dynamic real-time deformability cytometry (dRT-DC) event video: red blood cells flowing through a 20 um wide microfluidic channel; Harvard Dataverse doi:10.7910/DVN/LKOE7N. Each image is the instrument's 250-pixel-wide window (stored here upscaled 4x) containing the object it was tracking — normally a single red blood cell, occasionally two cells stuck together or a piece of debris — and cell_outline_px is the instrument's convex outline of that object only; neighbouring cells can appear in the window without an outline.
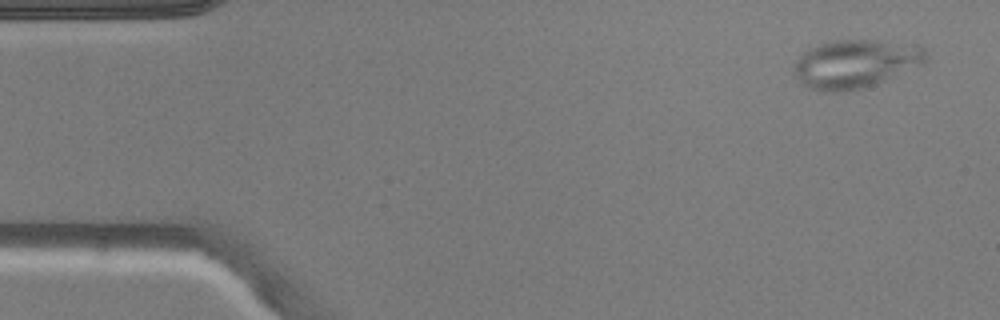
{"species": "common noctule bat (a hibernating species)", "species_latin": "Nyctalus noctula", "temperature_condition": "warm", "stored_images_in_passage": 4, "camera_frame_rate_fps": 3000, "um_per_image_px": 0.085, "animal": {"sex": "male", "body_mass_g": 20.5, "forearm_length_mm": 52.5}, "frame": {"image": 1, "passage_image": 1, "time_ms": 0.0, "image_size_px": [1000, 320], "cell_outline_px": [[928, 56], [924, 64], [896, 76], [864, 88], [840, 92], [820, 92], [804, 84], [796, 76], [792, 68], [800, 56], [808, 48], [820, 44], [836, 40], [876, 40], [916, 44], [924, 48]], "centroid_in_image_um": [72.75, 5.42], "position_along_channel_um": 12.2, "area_um2": 37.34}}